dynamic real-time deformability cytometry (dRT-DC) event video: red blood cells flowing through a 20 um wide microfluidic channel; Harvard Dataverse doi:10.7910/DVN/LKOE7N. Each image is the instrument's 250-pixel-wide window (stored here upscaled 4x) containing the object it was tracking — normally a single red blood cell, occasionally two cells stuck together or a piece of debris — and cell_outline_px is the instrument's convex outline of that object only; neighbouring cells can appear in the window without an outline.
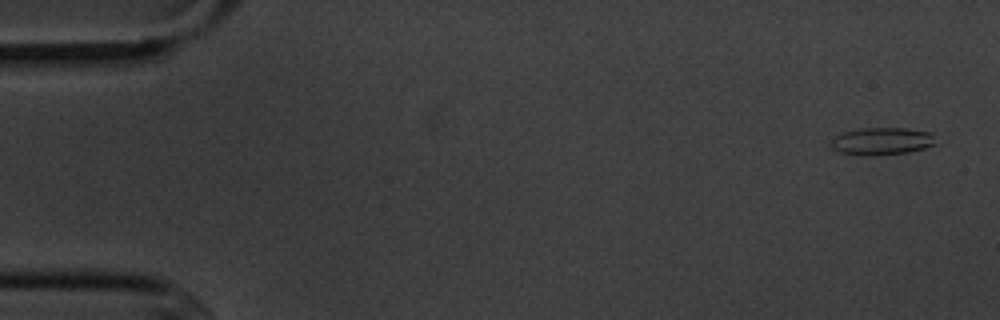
{"species": "common noctule bat (a hibernating species)", "species_latin": "Nyctalus noctula", "temperature_condition": "cold", "stored_images_in_passage": 4, "camera_frame_rate_fps": 3000, "um_per_image_px": 0.085, "animal": {"sex": "male", "body_mass_g": 20.1, "forearm_length_mm": 53.5}, "frame": {"image": 1, "passage_image": 1, "time_ms": 0.0, "image_size_px": [1000, 320], "cell_outline_px": [[936, 144], [924, 148], [908, 152], [876, 156], [860, 156], [840, 152], [832, 148], [832, 140], [836, 136], [844, 132], [860, 128], [904, 128], [932, 132]], "centroid_in_image_um": [74.97, 12.01], "position_along_channel_um": 10.0, "area_um2": 16.82}}
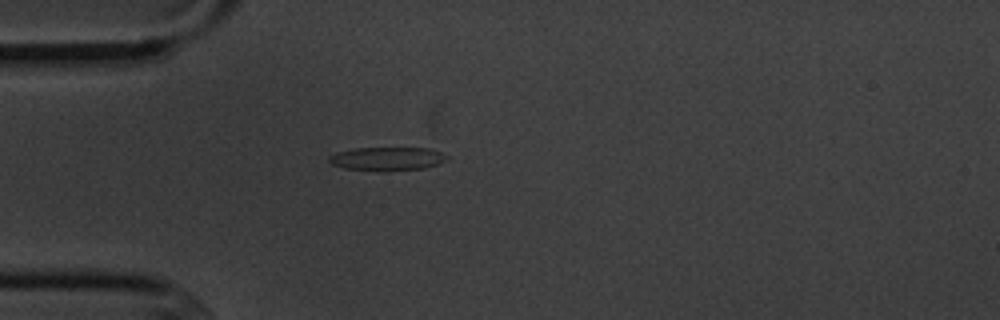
{"frame": {"image": 2, "passage_image": 4, "time_ms": 4.333, "image_size_px": [1000, 320], "cell_outline_px": [[448, 156], [444, 160], [436, 164], [424, 168], [388, 172], [384, 172], [344, 168], [332, 164], [328, 160], [328, 156], [336, 152], [356, 148], [432, 148], [444, 152]], "centroid_in_image_um": [32.91, 13.5], "position_along_channel_um": 52.1, "area_um2": 16.42}}